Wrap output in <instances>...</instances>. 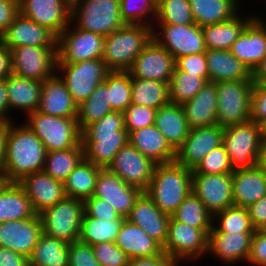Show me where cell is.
Segmentation results:
<instances>
[{
    "label": "cell",
    "instance_id": "cell-1",
    "mask_svg": "<svg viewBox=\"0 0 266 266\" xmlns=\"http://www.w3.org/2000/svg\"><path fill=\"white\" fill-rule=\"evenodd\" d=\"M11 122L2 170L10 183H18L31 173L41 172L47 151L42 141L24 123Z\"/></svg>",
    "mask_w": 266,
    "mask_h": 266
},
{
    "label": "cell",
    "instance_id": "cell-2",
    "mask_svg": "<svg viewBox=\"0 0 266 266\" xmlns=\"http://www.w3.org/2000/svg\"><path fill=\"white\" fill-rule=\"evenodd\" d=\"M124 113L113 111L81 131L84 158L94 165L107 168L117 152L128 143Z\"/></svg>",
    "mask_w": 266,
    "mask_h": 266
},
{
    "label": "cell",
    "instance_id": "cell-3",
    "mask_svg": "<svg viewBox=\"0 0 266 266\" xmlns=\"http://www.w3.org/2000/svg\"><path fill=\"white\" fill-rule=\"evenodd\" d=\"M192 169L178 163L156 164L145 193L164 213L172 215L191 193Z\"/></svg>",
    "mask_w": 266,
    "mask_h": 266
},
{
    "label": "cell",
    "instance_id": "cell-4",
    "mask_svg": "<svg viewBox=\"0 0 266 266\" xmlns=\"http://www.w3.org/2000/svg\"><path fill=\"white\" fill-rule=\"evenodd\" d=\"M153 38V27L126 23L104 37L102 60L109 71H129L137 56Z\"/></svg>",
    "mask_w": 266,
    "mask_h": 266
},
{
    "label": "cell",
    "instance_id": "cell-5",
    "mask_svg": "<svg viewBox=\"0 0 266 266\" xmlns=\"http://www.w3.org/2000/svg\"><path fill=\"white\" fill-rule=\"evenodd\" d=\"M71 22L77 28L103 37L126 24L121 17L119 0H74Z\"/></svg>",
    "mask_w": 266,
    "mask_h": 266
},
{
    "label": "cell",
    "instance_id": "cell-6",
    "mask_svg": "<svg viewBox=\"0 0 266 266\" xmlns=\"http://www.w3.org/2000/svg\"><path fill=\"white\" fill-rule=\"evenodd\" d=\"M26 124L42 141L47 152L67 150L81 144L77 118L47 115L35 111L27 115Z\"/></svg>",
    "mask_w": 266,
    "mask_h": 266
},
{
    "label": "cell",
    "instance_id": "cell-7",
    "mask_svg": "<svg viewBox=\"0 0 266 266\" xmlns=\"http://www.w3.org/2000/svg\"><path fill=\"white\" fill-rule=\"evenodd\" d=\"M261 140V125L254 121L224 127L222 145L228 153L233 171L258 164Z\"/></svg>",
    "mask_w": 266,
    "mask_h": 266
},
{
    "label": "cell",
    "instance_id": "cell-8",
    "mask_svg": "<svg viewBox=\"0 0 266 266\" xmlns=\"http://www.w3.org/2000/svg\"><path fill=\"white\" fill-rule=\"evenodd\" d=\"M253 80H227L216 82L217 123L221 127L251 120V93Z\"/></svg>",
    "mask_w": 266,
    "mask_h": 266
},
{
    "label": "cell",
    "instance_id": "cell-9",
    "mask_svg": "<svg viewBox=\"0 0 266 266\" xmlns=\"http://www.w3.org/2000/svg\"><path fill=\"white\" fill-rule=\"evenodd\" d=\"M108 72L102 58L77 63H56V73L77 106L89 98L96 87L104 82Z\"/></svg>",
    "mask_w": 266,
    "mask_h": 266
},
{
    "label": "cell",
    "instance_id": "cell-10",
    "mask_svg": "<svg viewBox=\"0 0 266 266\" xmlns=\"http://www.w3.org/2000/svg\"><path fill=\"white\" fill-rule=\"evenodd\" d=\"M39 215L44 234L67 243L79 240L84 216L83 200L66 197Z\"/></svg>",
    "mask_w": 266,
    "mask_h": 266
},
{
    "label": "cell",
    "instance_id": "cell-11",
    "mask_svg": "<svg viewBox=\"0 0 266 266\" xmlns=\"http://www.w3.org/2000/svg\"><path fill=\"white\" fill-rule=\"evenodd\" d=\"M210 230H200L175 220L170 216L167 239L163 251L179 264L183 261H196L208 252Z\"/></svg>",
    "mask_w": 266,
    "mask_h": 266
},
{
    "label": "cell",
    "instance_id": "cell-12",
    "mask_svg": "<svg viewBox=\"0 0 266 266\" xmlns=\"http://www.w3.org/2000/svg\"><path fill=\"white\" fill-rule=\"evenodd\" d=\"M104 37L77 28L72 22L57 37V62L77 63L102 58Z\"/></svg>",
    "mask_w": 266,
    "mask_h": 266
},
{
    "label": "cell",
    "instance_id": "cell-13",
    "mask_svg": "<svg viewBox=\"0 0 266 266\" xmlns=\"http://www.w3.org/2000/svg\"><path fill=\"white\" fill-rule=\"evenodd\" d=\"M153 38L174 59L207 51L202 27L197 24H154Z\"/></svg>",
    "mask_w": 266,
    "mask_h": 266
},
{
    "label": "cell",
    "instance_id": "cell-14",
    "mask_svg": "<svg viewBox=\"0 0 266 266\" xmlns=\"http://www.w3.org/2000/svg\"><path fill=\"white\" fill-rule=\"evenodd\" d=\"M57 47L21 46L11 49L12 73L43 82L56 73Z\"/></svg>",
    "mask_w": 266,
    "mask_h": 266
},
{
    "label": "cell",
    "instance_id": "cell-15",
    "mask_svg": "<svg viewBox=\"0 0 266 266\" xmlns=\"http://www.w3.org/2000/svg\"><path fill=\"white\" fill-rule=\"evenodd\" d=\"M155 166L156 163L128 142L117 152L107 168L128 185L145 192L153 177Z\"/></svg>",
    "mask_w": 266,
    "mask_h": 266
},
{
    "label": "cell",
    "instance_id": "cell-16",
    "mask_svg": "<svg viewBox=\"0 0 266 266\" xmlns=\"http://www.w3.org/2000/svg\"><path fill=\"white\" fill-rule=\"evenodd\" d=\"M191 188L212 216L234 205L232 173H192Z\"/></svg>",
    "mask_w": 266,
    "mask_h": 266
},
{
    "label": "cell",
    "instance_id": "cell-17",
    "mask_svg": "<svg viewBox=\"0 0 266 266\" xmlns=\"http://www.w3.org/2000/svg\"><path fill=\"white\" fill-rule=\"evenodd\" d=\"M19 13L48 28L57 37L71 23L69 0H19Z\"/></svg>",
    "mask_w": 266,
    "mask_h": 266
},
{
    "label": "cell",
    "instance_id": "cell-18",
    "mask_svg": "<svg viewBox=\"0 0 266 266\" xmlns=\"http://www.w3.org/2000/svg\"><path fill=\"white\" fill-rule=\"evenodd\" d=\"M224 127L218 124L192 128L183 144L176 150L175 162L194 169L214 148L222 144Z\"/></svg>",
    "mask_w": 266,
    "mask_h": 266
},
{
    "label": "cell",
    "instance_id": "cell-19",
    "mask_svg": "<svg viewBox=\"0 0 266 266\" xmlns=\"http://www.w3.org/2000/svg\"><path fill=\"white\" fill-rule=\"evenodd\" d=\"M174 68V57L152 38L135 59L129 73L134 78L169 83Z\"/></svg>",
    "mask_w": 266,
    "mask_h": 266
},
{
    "label": "cell",
    "instance_id": "cell-20",
    "mask_svg": "<svg viewBox=\"0 0 266 266\" xmlns=\"http://www.w3.org/2000/svg\"><path fill=\"white\" fill-rule=\"evenodd\" d=\"M142 193L139 188L128 185L108 168H101L93 196L107 201L120 216L127 218Z\"/></svg>",
    "mask_w": 266,
    "mask_h": 266
},
{
    "label": "cell",
    "instance_id": "cell-21",
    "mask_svg": "<svg viewBox=\"0 0 266 266\" xmlns=\"http://www.w3.org/2000/svg\"><path fill=\"white\" fill-rule=\"evenodd\" d=\"M43 233L40 215L0 223V247L31 257Z\"/></svg>",
    "mask_w": 266,
    "mask_h": 266
},
{
    "label": "cell",
    "instance_id": "cell-22",
    "mask_svg": "<svg viewBox=\"0 0 266 266\" xmlns=\"http://www.w3.org/2000/svg\"><path fill=\"white\" fill-rule=\"evenodd\" d=\"M0 40L11 50L14 47H57V36L48 28L20 13L0 35Z\"/></svg>",
    "mask_w": 266,
    "mask_h": 266
},
{
    "label": "cell",
    "instance_id": "cell-23",
    "mask_svg": "<svg viewBox=\"0 0 266 266\" xmlns=\"http://www.w3.org/2000/svg\"><path fill=\"white\" fill-rule=\"evenodd\" d=\"M18 184L25 191L33 210L38 215L67 197L64 182L52 178L43 171L25 176Z\"/></svg>",
    "mask_w": 266,
    "mask_h": 266
},
{
    "label": "cell",
    "instance_id": "cell-24",
    "mask_svg": "<svg viewBox=\"0 0 266 266\" xmlns=\"http://www.w3.org/2000/svg\"><path fill=\"white\" fill-rule=\"evenodd\" d=\"M256 16L232 44L230 52L251 72L266 56V21Z\"/></svg>",
    "mask_w": 266,
    "mask_h": 266
},
{
    "label": "cell",
    "instance_id": "cell-25",
    "mask_svg": "<svg viewBox=\"0 0 266 266\" xmlns=\"http://www.w3.org/2000/svg\"><path fill=\"white\" fill-rule=\"evenodd\" d=\"M130 223L141 227L147 235L164 246L170 221V215L162 212L143 192L135 201L130 214L126 218Z\"/></svg>",
    "mask_w": 266,
    "mask_h": 266
},
{
    "label": "cell",
    "instance_id": "cell-26",
    "mask_svg": "<svg viewBox=\"0 0 266 266\" xmlns=\"http://www.w3.org/2000/svg\"><path fill=\"white\" fill-rule=\"evenodd\" d=\"M253 235L254 232H209L207 254L230 266L238 261L247 262Z\"/></svg>",
    "mask_w": 266,
    "mask_h": 266
},
{
    "label": "cell",
    "instance_id": "cell-27",
    "mask_svg": "<svg viewBox=\"0 0 266 266\" xmlns=\"http://www.w3.org/2000/svg\"><path fill=\"white\" fill-rule=\"evenodd\" d=\"M37 111L57 117L77 118L78 106L56 73L42 82Z\"/></svg>",
    "mask_w": 266,
    "mask_h": 266
},
{
    "label": "cell",
    "instance_id": "cell-28",
    "mask_svg": "<svg viewBox=\"0 0 266 266\" xmlns=\"http://www.w3.org/2000/svg\"><path fill=\"white\" fill-rule=\"evenodd\" d=\"M128 142L156 164L175 161L176 151L154 124L130 132Z\"/></svg>",
    "mask_w": 266,
    "mask_h": 266
},
{
    "label": "cell",
    "instance_id": "cell-29",
    "mask_svg": "<svg viewBox=\"0 0 266 266\" xmlns=\"http://www.w3.org/2000/svg\"><path fill=\"white\" fill-rule=\"evenodd\" d=\"M235 206L248 208L266 195V171L255 165L232 172Z\"/></svg>",
    "mask_w": 266,
    "mask_h": 266
},
{
    "label": "cell",
    "instance_id": "cell-30",
    "mask_svg": "<svg viewBox=\"0 0 266 266\" xmlns=\"http://www.w3.org/2000/svg\"><path fill=\"white\" fill-rule=\"evenodd\" d=\"M217 100L216 83L207 82L190 101L182 105L190 129L218 124Z\"/></svg>",
    "mask_w": 266,
    "mask_h": 266
},
{
    "label": "cell",
    "instance_id": "cell-31",
    "mask_svg": "<svg viewBox=\"0 0 266 266\" xmlns=\"http://www.w3.org/2000/svg\"><path fill=\"white\" fill-rule=\"evenodd\" d=\"M114 243L129 259L152 257L163 251L162 246L139 226L124 221Z\"/></svg>",
    "mask_w": 266,
    "mask_h": 266
},
{
    "label": "cell",
    "instance_id": "cell-32",
    "mask_svg": "<svg viewBox=\"0 0 266 266\" xmlns=\"http://www.w3.org/2000/svg\"><path fill=\"white\" fill-rule=\"evenodd\" d=\"M209 82L253 80L252 72L229 50H207Z\"/></svg>",
    "mask_w": 266,
    "mask_h": 266
},
{
    "label": "cell",
    "instance_id": "cell-33",
    "mask_svg": "<svg viewBox=\"0 0 266 266\" xmlns=\"http://www.w3.org/2000/svg\"><path fill=\"white\" fill-rule=\"evenodd\" d=\"M9 109L22 110L26 115L37 111L41 95L42 82L15 74L6 78Z\"/></svg>",
    "mask_w": 266,
    "mask_h": 266
},
{
    "label": "cell",
    "instance_id": "cell-34",
    "mask_svg": "<svg viewBox=\"0 0 266 266\" xmlns=\"http://www.w3.org/2000/svg\"><path fill=\"white\" fill-rule=\"evenodd\" d=\"M154 125L176 151L186 140L190 127L182 105L169 103L157 109Z\"/></svg>",
    "mask_w": 266,
    "mask_h": 266
},
{
    "label": "cell",
    "instance_id": "cell-35",
    "mask_svg": "<svg viewBox=\"0 0 266 266\" xmlns=\"http://www.w3.org/2000/svg\"><path fill=\"white\" fill-rule=\"evenodd\" d=\"M240 15L239 12L230 20L202 27L207 50H230L247 25L257 16L247 14L246 18Z\"/></svg>",
    "mask_w": 266,
    "mask_h": 266
},
{
    "label": "cell",
    "instance_id": "cell-36",
    "mask_svg": "<svg viewBox=\"0 0 266 266\" xmlns=\"http://www.w3.org/2000/svg\"><path fill=\"white\" fill-rule=\"evenodd\" d=\"M195 24H217L236 16L241 4L238 0H189Z\"/></svg>",
    "mask_w": 266,
    "mask_h": 266
},
{
    "label": "cell",
    "instance_id": "cell-37",
    "mask_svg": "<svg viewBox=\"0 0 266 266\" xmlns=\"http://www.w3.org/2000/svg\"><path fill=\"white\" fill-rule=\"evenodd\" d=\"M101 168L83 158L64 181L67 197L83 201L92 197Z\"/></svg>",
    "mask_w": 266,
    "mask_h": 266
},
{
    "label": "cell",
    "instance_id": "cell-38",
    "mask_svg": "<svg viewBox=\"0 0 266 266\" xmlns=\"http://www.w3.org/2000/svg\"><path fill=\"white\" fill-rule=\"evenodd\" d=\"M35 215L29 198L18 183H9L0 193V223Z\"/></svg>",
    "mask_w": 266,
    "mask_h": 266
},
{
    "label": "cell",
    "instance_id": "cell-39",
    "mask_svg": "<svg viewBox=\"0 0 266 266\" xmlns=\"http://www.w3.org/2000/svg\"><path fill=\"white\" fill-rule=\"evenodd\" d=\"M69 243L42 233L29 258L30 266H68Z\"/></svg>",
    "mask_w": 266,
    "mask_h": 266
},
{
    "label": "cell",
    "instance_id": "cell-40",
    "mask_svg": "<svg viewBox=\"0 0 266 266\" xmlns=\"http://www.w3.org/2000/svg\"><path fill=\"white\" fill-rule=\"evenodd\" d=\"M131 86L132 104L158 109L170 103L167 82L131 76Z\"/></svg>",
    "mask_w": 266,
    "mask_h": 266
},
{
    "label": "cell",
    "instance_id": "cell-41",
    "mask_svg": "<svg viewBox=\"0 0 266 266\" xmlns=\"http://www.w3.org/2000/svg\"><path fill=\"white\" fill-rule=\"evenodd\" d=\"M83 158L82 143L67 150L50 151L46 154L42 171L52 178L64 182Z\"/></svg>",
    "mask_w": 266,
    "mask_h": 266
},
{
    "label": "cell",
    "instance_id": "cell-42",
    "mask_svg": "<svg viewBox=\"0 0 266 266\" xmlns=\"http://www.w3.org/2000/svg\"><path fill=\"white\" fill-rule=\"evenodd\" d=\"M113 112L109 101L108 86L102 82L93 93L78 106L77 121L82 131L89 124Z\"/></svg>",
    "mask_w": 266,
    "mask_h": 266
},
{
    "label": "cell",
    "instance_id": "cell-43",
    "mask_svg": "<svg viewBox=\"0 0 266 266\" xmlns=\"http://www.w3.org/2000/svg\"><path fill=\"white\" fill-rule=\"evenodd\" d=\"M126 219L101 220L83 216L79 240L91 246L115 240Z\"/></svg>",
    "mask_w": 266,
    "mask_h": 266
},
{
    "label": "cell",
    "instance_id": "cell-44",
    "mask_svg": "<svg viewBox=\"0 0 266 266\" xmlns=\"http://www.w3.org/2000/svg\"><path fill=\"white\" fill-rule=\"evenodd\" d=\"M171 216L179 222L200 230L213 228V216L192 191Z\"/></svg>",
    "mask_w": 266,
    "mask_h": 266
},
{
    "label": "cell",
    "instance_id": "cell-45",
    "mask_svg": "<svg viewBox=\"0 0 266 266\" xmlns=\"http://www.w3.org/2000/svg\"><path fill=\"white\" fill-rule=\"evenodd\" d=\"M206 83L204 78L178 70L175 67L168 83L170 103L183 105L190 101Z\"/></svg>",
    "mask_w": 266,
    "mask_h": 266
},
{
    "label": "cell",
    "instance_id": "cell-46",
    "mask_svg": "<svg viewBox=\"0 0 266 266\" xmlns=\"http://www.w3.org/2000/svg\"><path fill=\"white\" fill-rule=\"evenodd\" d=\"M216 223V224H215ZM248 209L239 206H230L213 216V228L210 232H255Z\"/></svg>",
    "mask_w": 266,
    "mask_h": 266
},
{
    "label": "cell",
    "instance_id": "cell-47",
    "mask_svg": "<svg viewBox=\"0 0 266 266\" xmlns=\"http://www.w3.org/2000/svg\"><path fill=\"white\" fill-rule=\"evenodd\" d=\"M104 83L108 86L112 110L124 112L132 104L131 74L129 71H109Z\"/></svg>",
    "mask_w": 266,
    "mask_h": 266
},
{
    "label": "cell",
    "instance_id": "cell-48",
    "mask_svg": "<svg viewBox=\"0 0 266 266\" xmlns=\"http://www.w3.org/2000/svg\"><path fill=\"white\" fill-rule=\"evenodd\" d=\"M119 2L121 17L125 23L154 26L158 0H119Z\"/></svg>",
    "mask_w": 266,
    "mask_h": 266
},
{
    "label": "cell",
    "instance_id": "cell-49",
    "mask_svg": "<svg viewBox=\"0 0 266 266\" xmlns=\"http://www.w3.org/2000/svg\"><path fill=\"white\" fill-rule=\"evenodd\" d=\"M155 24H195L189 0H158Z\"/></svg>",
    "mask_w": 266,
    "mask_h": 266
},
{
    "label": "cell",
    "instance_id": "cell-50",
    "mask_svg": "<svg viewBox=\"0 0 266 266\" xmlns=\"http://www.w3.org/2000/svg\"><path fill=\"white\" fill-rule=\"evenodd\" d=\"M232 165L224 146L214 148L198 165L192 173L224 174L232 173Z\"/></svg>",
    "mask_w": 266,
    "mask_h": 266
},
{
    "label": "cell",
    "instance_id": "cell-51",
    "mask_svg": "<svg viewBox=\"0 0 266 266\" xmlns=\"http://www.w3.org/2000/svg\"><path fill=\"white\" fill-rule=\"evenodd\" d=\"M157 109L130 104L124 113L125 129L128 134L134 130L153 125Z\"/></svg>",
    "mask_w": 266,
    "mask_h": 266
},
{
    "label": "cell",
    "instance_id": "cell-52",
    "mask_svg": "<svg viewBox=\"0 0 266 266\" xmlns=\"http://www.w3.org/2000/svg\"><path fill=\"white\" fill-rule=\"evenodd\" d=\"M96 260L101 266H128L129 258L113 241L92 246Z\"/></svg>",
    "mask_w": 266,
    "mask_h": 266
},
{
    "label": "cell",
    "instance_id": "cell-53",
    "mask_svg": "<svg viewBox=\"0 0 266 266\" xmlns=\"http://www.w3.org/2000/svg\"><path fill=\"white\" fill-rule=\"evenodd\" d=\"M68 266H101L91 245L80 240L69 243Z\"/></svg>",
    "mask_w": 266,
    "mask_h": 266
},
{
    "label": "cell",
    "instance_id": "cell-54",
    "mask_svg": "<svg viewBox=\"0 0 266 266\" xmlns=\"http://www.w3.org/2000/svg\"><path fill=\"white\" fill-rule=\"evenodd\" d=\"M175 67L178 70L189 72V74L198 75L209 82L206 52L176 58Z\"/></svg>",
    "mask_w": 266,
    "mask_h": 266
},
{
    "label": "cell",
    "instance_id": "cell-55",
    "mask_svg": "<svg viewBox=\"0 0 266 266\" xmlns=\"http://www.w3.org/2000/svg\"><path fill=\"white\" fill-rule=\"evenodd\" d=\"M84 202V216H90L95 219L112 220L126 219L115 210L107 201L97 197L87 198Z\"/></svg>",
    "mask_w": 266,
    "mask_h": 266
},
{
    "label": "cell",
    "instance_id": "cell-56",
    "mask_svg": "<svg viewBox=\"0 0 266 266\" xmlns=\"http://www.w3.org/2000/svg\"><path fill=\"white\" fill-rule=\"evenodd\" d=\"M246 263L253 266H266V229L254 232Z\"/></svg>",
    "mask_w": 266,
    "mask_h": 266
},
{
    "label": "cell",
    "instance_id": "cell-57",
    "mask_svg": "<svg viewBox=\"0 0 266 266\" xmlns=\"http://www.w3.org/2000/svg\"><path fill=\"white\" fill-rule=\"evenodd\" d=\"M251 121L261 125L266 120V91L260 90L255 84L251 93Z\"/></svg>",
    "mask_w": 266,
    "mask_h": 266
},
{
    "label": "cell",
    "instance_id": "cell-58",
    "mask_svg": "<svg viewBox=\"0 0 266 266\" xmlns=\"http://www.w3.org/2000/svg\"><path fill=\"white\" fill-rule=\"evenodd\" d=\"M19 14V0H0V35Z\"/></svg>",
    "mask_w": 266,
    "mask_h": 266
},
{
    "label": "cell",
    "instance_id": "cell-59",
    "mask_svg": "<svg viewBox=\"0 0 266 266\" xmlns=\"http://www.w3.org/2000/svg\"><path fill=\"white\" fill-rule=\"evenodd\" d=\"M128 266H180V264L162 251L160 254L152 257L129 259Z\"/></svg>",
    "mask_w": 266,
    "mask_h": 266
},
{
    "label": "cell",
    "instance_id": "cell-60",
    "mask_svg": "<svg viewBox=\"0 0 266 266\" xmlns=\"http://www.w3.org/2000/svg\"><path fill=\"white\" fill-rule=\"evenodd\" d=\"M247 209L254 228L266 229V195Z\"/></svg>",
    "mask_w": 266,
    "mask_h": 266
},
{
    "label": "cell",
    "instance_id": "cell-61",
    "mask_svg": "<svg viewBox=\"0 0 266 266\" xmlns=\"http://www.w3.org/2000/svg\"><path fill=\"white\" fill-rule=\"evenodd\" d=\"M0 266H30V262L28 257L0 247Z\"/></svg>",
    "mask_w": 266,
    "mask_h": 266
},
{
    "label": "cell",
    "instance_id": "cell-62",
    "mask_svg": "<svg viewBox=\"0 0 266 266\" xmlns=\"http://www.w3.org/2000/svg\"><path fill=\"white\" fill-rule=\"evenodd\" d=\"M9 109L8 94L6 88V79H0V121L1 122H14Z\"/></svg>",
    "mask_w": 266,
    "mask_h": 266
},
{
    "label": "cell",
    "instance_id": "cell-63",
    "mask_svg": "<svg viewBox=\"0 0 266 266\" xmlns=\"http://www.w3.org/2000/svg\"><path fill=\"white\" fill-rule=\"evenodd\" d=\"M11 74V50L0 40V79H6Z\"/></svg>",
    "mask_w": 266,
    "mask_h": 266
},
{
    "label": "cell",
    "instance_id": "cell-64",
    "mask_svg": "<svg viewBox=\"0 0 266 266\" xmlns=\"http://www.w3.org/2000/svg\"><path fill=\"white\" fill-rule=\"evenodd\" d=\"M11 123L0 121V169L4 160L6 140L8 135L9 126Z\"/></svg>",
    "mask_w": 266,
    "mask_h": 266
},
{
    "label": "cell",
    "instance_id": "cell-65",
    "mask_svg": "<svg viewBox=\"0 0 266 266\" xmlns=\"http://www.w3.org/2000/svg\"><path fill=\"white\" fill-rule=\"evenodd\" d=\"M257 165L266 171V137H262L261 140L260 155Z\"/></svg>",
    "mask_w": 266,
    "mask_h": 266
},
{
    "label": "cell",
    "instance_id": "cell-66",
    "mask_svg": "<svg viewBox=\"0 0 266 266\" xmlns=\"http://www.w3.org/2000/svg\"><path fill=\"white\" fill-rule=\"evenodd\" d=\"M254 84L262 91H266V75H252Z\"/></svg>",
    "mask_w": 266,
    "mask_h": 266
},
{
    "label": "cell",
    "instance_id": "cell-67",
    "mask_svg": "<svg viewBox=\"0 0 266 266\" xmlns=\"http://www.w3.org/2000/svg\"><path fill=\"white\" fill-rule=\"evenodd\" d=\"M252 75H266V56L263 58L261 63L252 72Z\"/></svg>",
    "mask_w": 266,
    "mask_h": 266
},
{
    "label": "cell",
    "instance_id": "cell-68",
    "mask_svg": "<svg viewBox=\"0 0 266 266\" xmlns=\"http://www.w3.org/2000/svg\"><path fill=\"white\" fill-rule=\"evenodd\" d=\"M9 180L6 176V174L3 172L2 169H0V193L3 191V189L9 184Z\"/></svg>",
    "mask_w": 266,
    "mask_h": 266
},
{
    "label": "cell",
    "instance_id": "cell-69",
    "mask_svg": "<svg viewBox=\"0 0 266 266\" xmlns=\"http://www.w3.org/2000/svg\"><path fill=\"white\" fill-rule=\"evenodd\" d=\"M262 137H266V120L261 124Z\"/></svg>",
    "mask_w": 266,
    "mask_h": 266
}]
</instances>
